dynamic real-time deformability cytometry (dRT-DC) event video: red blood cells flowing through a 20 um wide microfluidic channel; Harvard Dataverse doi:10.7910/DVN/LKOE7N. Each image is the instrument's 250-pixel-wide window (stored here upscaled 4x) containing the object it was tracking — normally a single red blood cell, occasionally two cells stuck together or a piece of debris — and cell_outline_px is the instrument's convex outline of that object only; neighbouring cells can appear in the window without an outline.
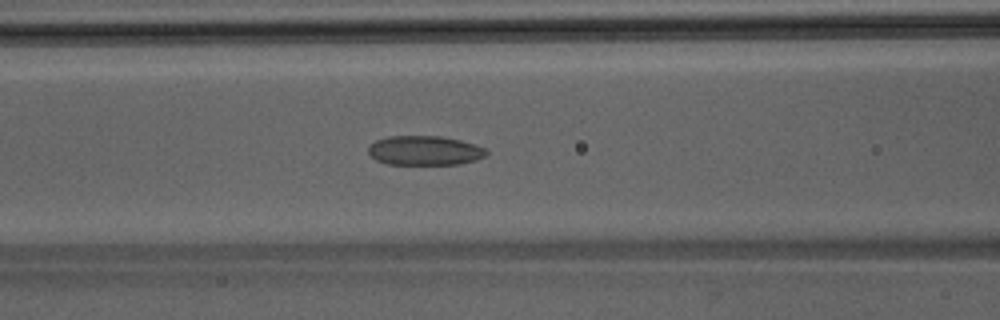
{"species": "Egyptian fruit bat (a non-hibernating species)", "species_latin": "Rousettus aegyptiacus", "temperature_condition": "room temperature", "stored_images_in_passage": 50, "segment_of_instrument_passage": [1, 2], "camera_frame_rate_fps": 3000, "um_per_image_px": 0.085, "animal": {"sex": "male"}, "frame": {"image": 1, "passage_image": 21, "time_ms": 6.667, "image_size_px": [1000, 320], "cell_outline_px": [[488, 152], [484, 156], [476, 160], [460, 164], [388, 164], [376, 160], [368, 152], [368, 144], [376, 140], [388, 136], [440, 136], [460, 140], [488, 148]], "centroid_in_image_um": [36.1, 12.79], "position_along_channel_um": 130.5, "area_um2": 20.35}}
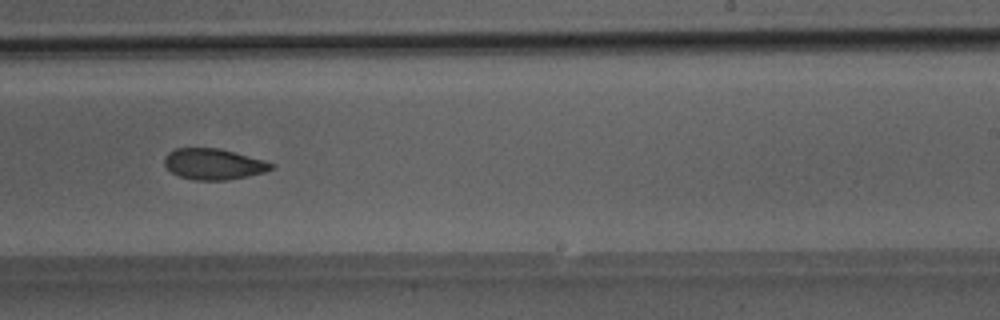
{"frame": {"image": 2, "passage_image": 31, "time_ms": 10.0, "image_size_px": [1000, 320], "cell_outline_px": [[276, 164], [272, 168], [264, 172], [248, 176], [224, 180], [196, 180], [180, 176], [172, 172], [164, 164], [164, 156], [168, 152], [176, 148], [220, 148], [264, 160]], "centroid_in_image_um": [18.15, 13.94], "position_along_channel_um": 270.9, "area_um2": 19.19}}
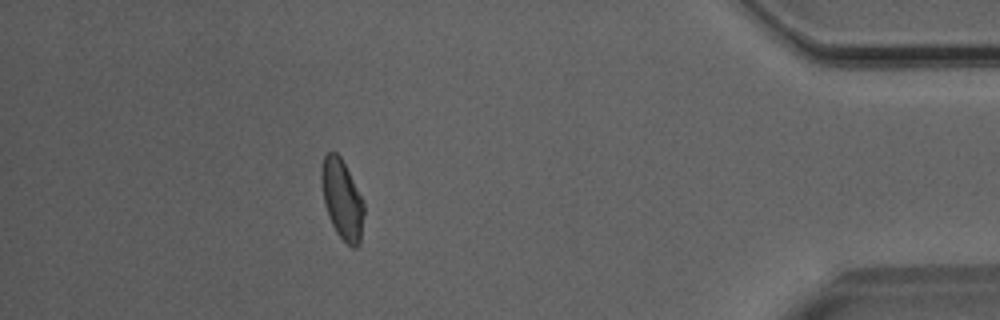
{"frame": {"image": 3, "passage_image": 44, "time_ms": 14.333, "image_size_px": [1000, 320], "cell_outline_px": [[364, 212], [360, 244], [356, 248], [352, 248], [336, 232], [328, 216], [324, 204], [320, 180], [320, 168], [324, 156], [328, 152], [336, 152], [340, 156], [364, 200]], "centroid_in_image_um": [29.07, 16.94], "position_along_channel_um": 406.1, "area_um2": 19.94}}